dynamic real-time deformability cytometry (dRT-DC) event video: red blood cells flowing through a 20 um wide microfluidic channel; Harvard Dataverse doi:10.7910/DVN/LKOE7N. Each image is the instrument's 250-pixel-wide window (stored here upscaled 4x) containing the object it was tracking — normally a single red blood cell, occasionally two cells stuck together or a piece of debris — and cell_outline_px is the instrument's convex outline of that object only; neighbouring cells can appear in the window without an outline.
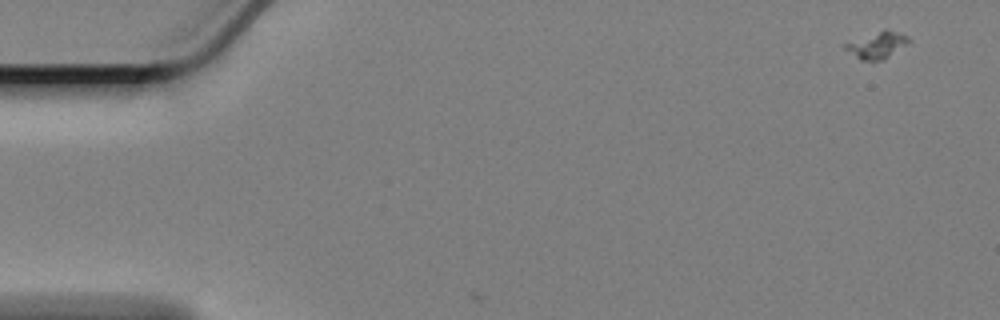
{"species": "Egyptian fruit bat (a non-hibernating species)", "species_latin": "Rousettus aegyptiacus", "temperature_condition": "cold", "stored_images_in_passage": 3, "camera_frame_rate_fps": 3000, "um_per_image_px": 0.085, "animal": {"sex": "female"}, "frame": {"image": 1, "passage_image": 1, "time_ms": 0.0, "image_size_px": [1000, 320], "cell_outline_px": [[912, 40], [908, 44], [884, 60], [860, 60], [844, 48], [840, 44], [884, 28], [908, 36]], "centroid_in_image_um": [74.54, 3.82], "position_along_channel_um": 10.5, "area_um2": 10.12}}